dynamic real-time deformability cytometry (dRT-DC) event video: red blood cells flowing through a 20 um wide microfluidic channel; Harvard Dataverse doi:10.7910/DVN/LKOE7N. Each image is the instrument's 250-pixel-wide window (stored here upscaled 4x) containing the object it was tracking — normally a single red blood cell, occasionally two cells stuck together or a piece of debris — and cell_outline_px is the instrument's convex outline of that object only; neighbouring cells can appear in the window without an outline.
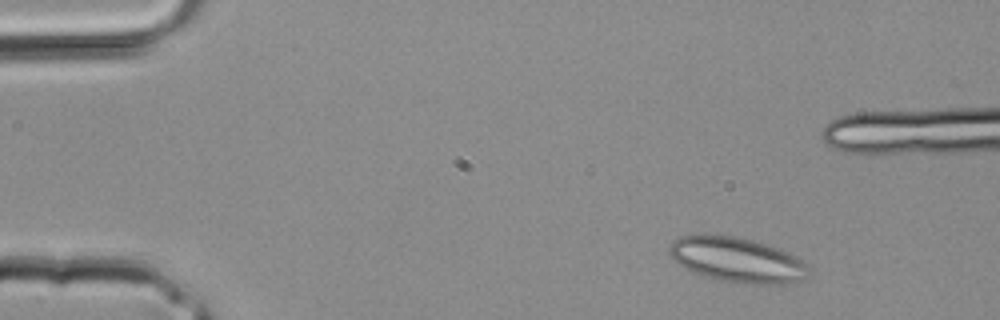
{"species": "common noctule bat (a hibernating species)", "species_latin": "Nyctalus noctula", "temperature_condition": "room temperature", "stored_images_in_passage": 2, "camera_frame_rate_fps": 3000, "um_per_image_px": 0.085, "animal": {"sex": "male", "body_mass_g": 20.4}, "frame": {"image": 1, "passage_image": 2, "time_ms": 0.333, "image_size_px": [1000, 320], "cell_outline_px": [[812, 268], [808, 280], [784, 284], [744, 284], [720, 280], [704, 276], [684, 268], [672, 260], [668, 252], [672, 240], [680, 236], [732, 236], [752, 240], [768, 244], [780, 248], [800, 256]], "centroid_in_image_um": [62.77, 22.12], "position_along_channel_um": 22.2, "area_um2": 37.17}}